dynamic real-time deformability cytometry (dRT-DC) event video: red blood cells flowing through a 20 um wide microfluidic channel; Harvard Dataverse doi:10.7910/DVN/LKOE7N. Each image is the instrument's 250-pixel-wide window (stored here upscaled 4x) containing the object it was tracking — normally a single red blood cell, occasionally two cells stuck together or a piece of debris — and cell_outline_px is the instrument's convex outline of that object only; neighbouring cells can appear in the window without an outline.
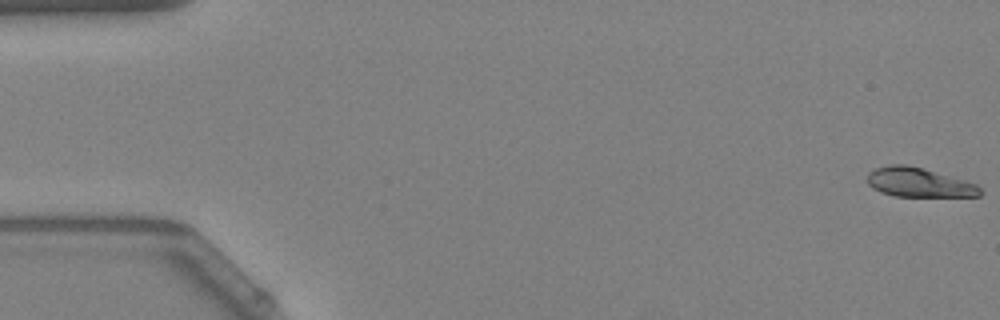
{"species": "Egyptian fruit bat (a non-hibernating species)", "species_latin": "Rousettus aegyptiacus", "temperature_condition": "warm", "stored_images_in_passage": 54, "camera_frame_rate_fps": 3000, "um_per_image_px": 0.085, "animal": {"sex": "female"}, "frame": {"image": 1, "passage_image": 1, "time_ms": 0.0, "image_size_px": [1000, 320], "cell_outline_px": [[984, 192], [980, 196], [896, 196], [880, 192], [872, 188], [868, 184], [868, 172], [876, 168], [888, 164], [908, 164], [924, 168], [964, 180], [976, 184]], "centroid_in_image_um": [78.1, 15.5], "position_along_channel_um": 6.9, "area_um2": 19.31}}
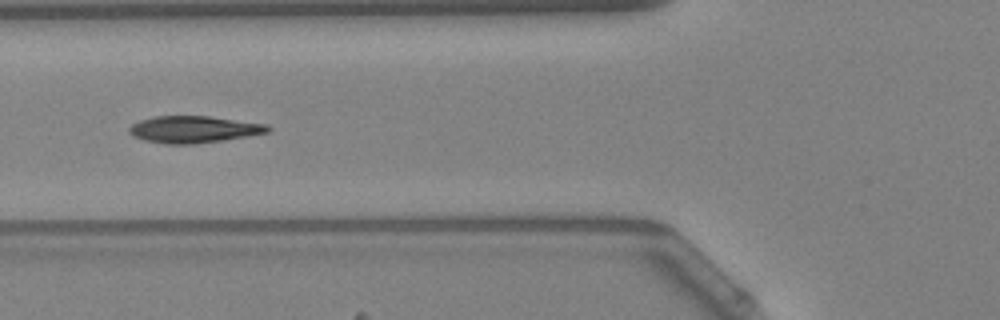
{"frame": {"image": 2, "passage_image": 21, "time_ms": 6.667, "image_size_px": [1000, 320], "cell_outline_px": [[272, 128], [268, 132], [248, 136], [224, 140], [196, 144], [164, 144], [144, 140], [132, 136], [128, 132], [128, 128], [132, 124], [140, 120], [156, 116], [208, 116], [268, 124]], "centroid_in_image_um": [16.46, 11.0], "position_along_channel_um": 109.3, "area_um2": 21.85}}
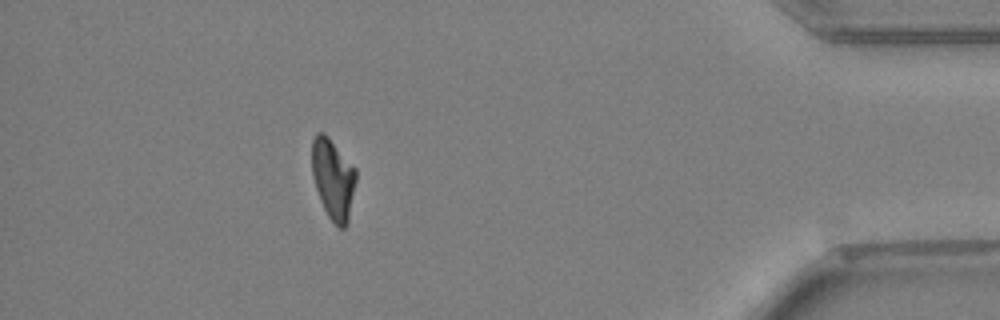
{"frame": {"image": 3, "passage_image": 48, "time_ms": 15.667, "image_size_px": [1000, 320], "cell_outline_px": [[356, 180], [348, 224], [344, 228], [340, 228], [328, 216], [320, 200], [312, 176], [312, 140], [316, 132], [324, 132], [328, 136], [356, 168]], "centroid_in_image_um": [28.31, 15.19], "position_along_channel_um": 406.9, "area_um2": 20.75}, "authors_computed_cell_mechanics": {"area_um2": 21.097, "velocity_mm_per_s": 3.8711, "shape_relaxation_time_tau1_ms": 5.3542, "shape_relaxation_time_tau2_ms": 1.0951, "deformation_change_tau1": 0.1773, "deformation_change_tau2": 0.0465}}